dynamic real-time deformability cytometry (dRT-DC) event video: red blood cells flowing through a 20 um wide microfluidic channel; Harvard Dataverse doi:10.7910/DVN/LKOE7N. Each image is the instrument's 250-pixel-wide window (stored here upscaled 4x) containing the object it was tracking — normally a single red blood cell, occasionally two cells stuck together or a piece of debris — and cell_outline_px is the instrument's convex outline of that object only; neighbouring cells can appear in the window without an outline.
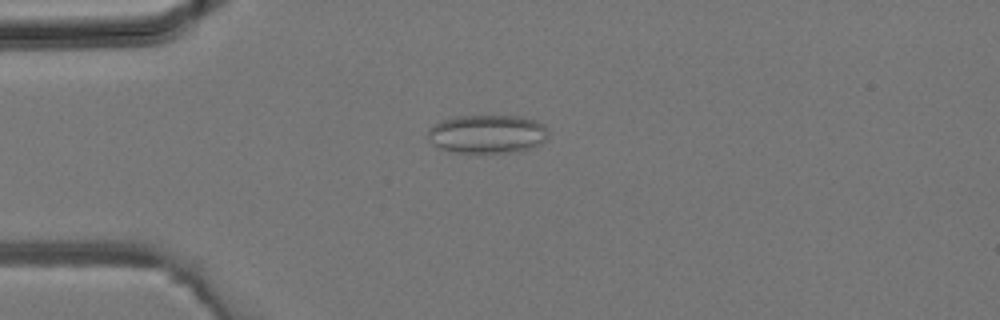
{"species": "common noctule bat (a hibernating species)", "species_latin": "Nyctalus noctula", "temperature_condition": "room temperature", "stored_images_in_passage": 4, "camera_frame_rate_fps": 3000, "um_per_image_px": 0.085, "animal": {"sex": "male", "body_mass_g": 19.2, "forearm_length_mm": 51.8}, "frame": {"image": 1, "passage_image": 3, "time_ms": 0.667, "image_size_px": [1000, 320], "cell_outline_px": [[548, 136], [540, 144], [532, 148], [516, 152], [452, 152], [440, 148], [432, 144], [428, 140], [428, 128], [440, 120], [456, 116], [524, 116], [536, 120], [544, 124], [548, 132]], "centroid_in_image_um": [41.42, 11.38], "position_along_channel_um": 43.6, "area_um2": 27.34}}